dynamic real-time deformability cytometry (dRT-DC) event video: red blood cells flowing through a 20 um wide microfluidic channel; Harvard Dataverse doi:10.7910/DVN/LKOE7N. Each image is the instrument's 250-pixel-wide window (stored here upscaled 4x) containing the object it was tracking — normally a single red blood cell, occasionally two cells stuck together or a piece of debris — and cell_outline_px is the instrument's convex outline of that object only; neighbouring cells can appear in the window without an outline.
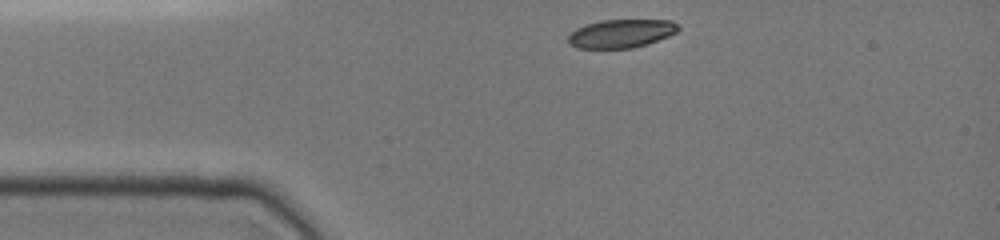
{"species": "common noctule bat (a hibernating species)", "species_latin": "Nyctalus noctula", "temperature_condition": "cold", "stored_images_in_passage": 7, "camera_frame_rate_fps": 3000, "um_per_image_px": 0.085, "animal": {"sex": "female", "body_mass_g": 19.0, "forearm_length_mm": 51.5}, "frame": {"image": 1, "passage_image": 1, "time_ms": 0.0, "image_size_px": [1000, 240], "cell_outline_px": [[680, 28], [676, 32], [668, 36], [632, 48], [576, 48], [568, 44], [568, 36], [576, 28], [600, 20], [672, 20]], "centroid_in_image_um": [52.76, 2.85], "position_along_channel_um": 32.2, "area_um2": 18.03}}
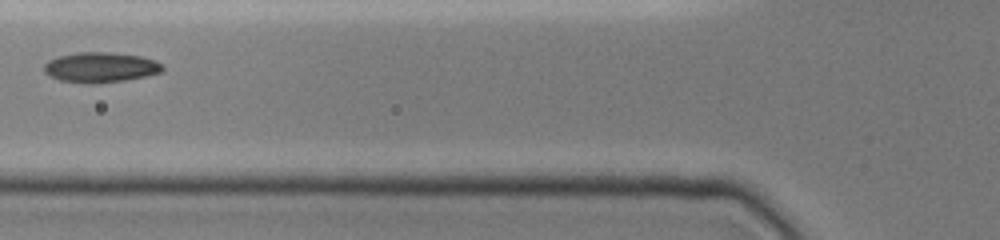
{"frame": {"image": 2, "passage_image": 4, "time_ms": 3.0, "image_size_px": [1000, 240], "cell_outline_px": [[164, 68], [160, 72], [144, 76], [124, 80], [60, 80], [48, 76], [44, 72], [44, 64], [48, 60], [60, 56], [80, 52], [112, 52], [140, 56], [164, 64]], "centroid_in_image_um": [8.55, 5.66], "position_along_channel_um": 117.2, "area_um2": 19.77}}
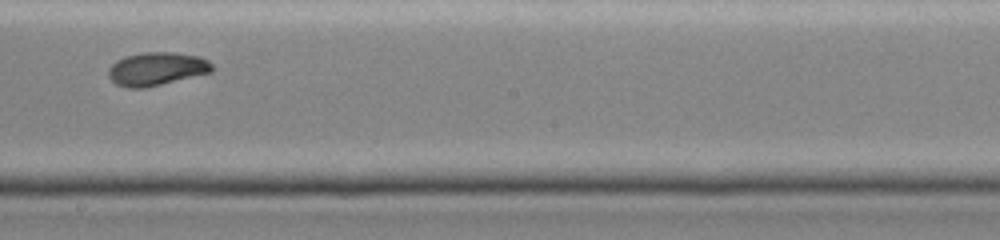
{"frame": {"image": 3, "passage_image": 7, "time_ms": 6.0, "image_size_px": [1000, 240], "cell_outline_px": [[212, 72], [148, 88], [128, 88], [116, 84], [108, 76], [108, 68], [116, 60], [124, 56], [144, 52], [172, 52], [200, 56], [208, 60], [212, 64]], "centroid_in_image_um": [13.31, 5.86], "position_along_channel_um": 234.9, "area_um2": 20.35}}